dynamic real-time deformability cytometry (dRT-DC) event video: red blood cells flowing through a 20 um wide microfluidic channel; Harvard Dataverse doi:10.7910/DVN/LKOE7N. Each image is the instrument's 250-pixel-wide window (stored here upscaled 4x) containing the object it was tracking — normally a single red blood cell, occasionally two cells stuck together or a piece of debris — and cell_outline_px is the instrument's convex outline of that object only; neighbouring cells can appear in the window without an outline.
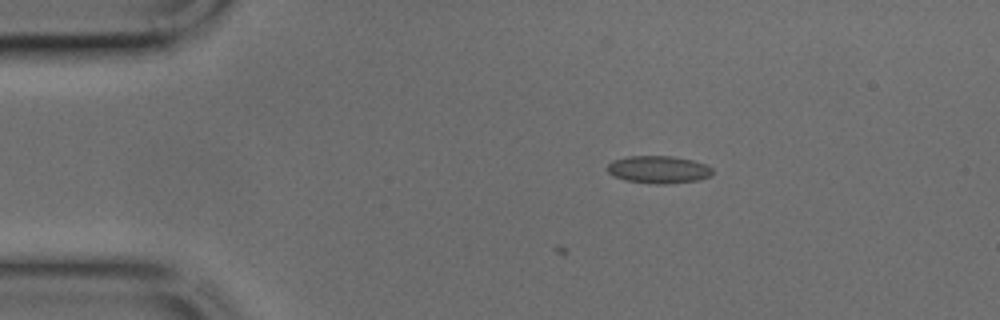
{"species": "common noctule bat (a hibernating species)", "species_latin": "Nyctalus noctula", "temperature_condition": "cold", "stored_images_in_passage": 3, "camera_frame_rate_fps": 3000, "um_per_image_px": 0.085, "animal": {"sex": "male", "body_mass_g": 17.9, "forearm_length_mm": 54.2}, "frame": {"image": 1, "passage_image": 3, "time_ms": 0.667, "image_size_px": [1000, 320], "cell_outline_px": [[712, 176], [696, 180], [656, 184], [628, 180], [616, 176], [608, 172], [608, 164], [612, 160], [628, 156], [672, 156], [692, 160], [704, 164], [712, 168]], "centroid_in_image_um": [55.98, 14.39], "position_along_channel_um": 29.0, "area_um2": 16.47}}